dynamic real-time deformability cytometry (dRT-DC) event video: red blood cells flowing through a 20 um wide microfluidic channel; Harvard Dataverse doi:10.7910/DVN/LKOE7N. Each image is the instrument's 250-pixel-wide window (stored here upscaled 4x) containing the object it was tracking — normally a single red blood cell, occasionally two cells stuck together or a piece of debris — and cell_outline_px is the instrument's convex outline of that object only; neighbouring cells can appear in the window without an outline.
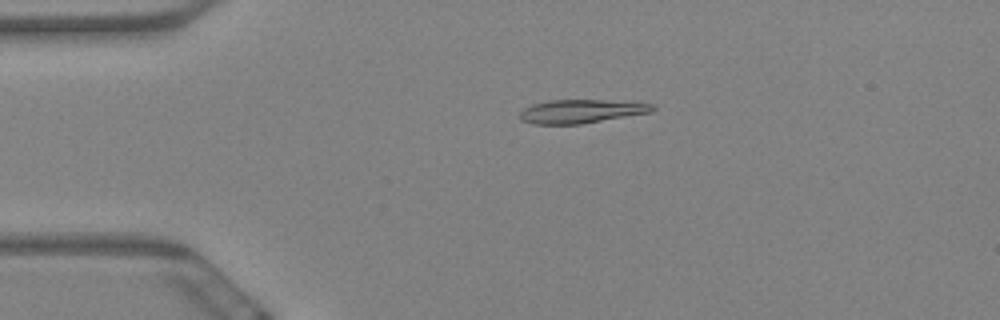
{"species": "Egyptian fruit bat (a non-hibernating species)", "species_latin": "Rousettus aegyptiacus", "temperature_condition": "warm", "stored_images_in_passage": 59, "camera_frame_rate_fps": 3000, "um_per_image_px": 0.085, "animal": {"sex": "female"}, "frame": {"image": 1, "passage_image": 13, "time_ms": 4.0, "image_size_px": [1000, 320], "cell_outline_px": [[656, 108], [652, 112], [580, 124], [532, 124], [520, 120], [520, 112], [524, 108], [532, 104], [548, 100], [600, 100], [656, 104]], "centroid_in_image_um": [49.38, 9.46], "position_along_channel_um": 35.6, "area_um2": 18.21}}
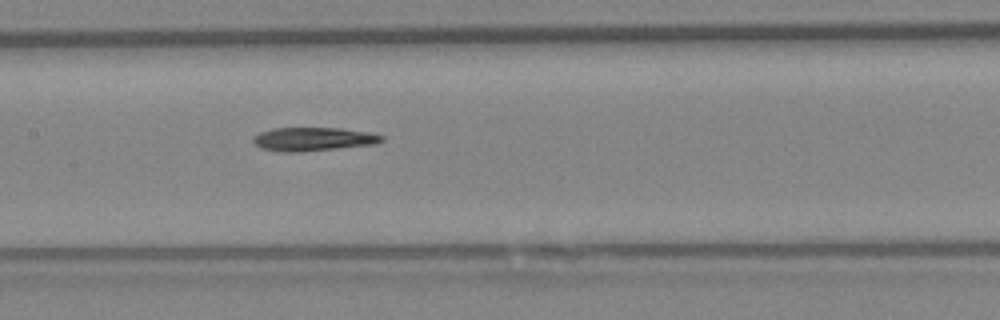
{"frame": {"image": 2, "passage_image": 29, "time_ms": 9.333, "image_size_px": [1000, 320], "cell_outline_px": [[384, 140], [372, 144], [300, 152], [280, 152], [260, 148], [252, 140], [252, 136], [260, 132], [272, 128], [340, 128], [368, 132], [384, 136]], "centroid_in_image_um": [26.56, 11.82], "position_along_channel_um": 180.8, "area_um2": 17.57}}
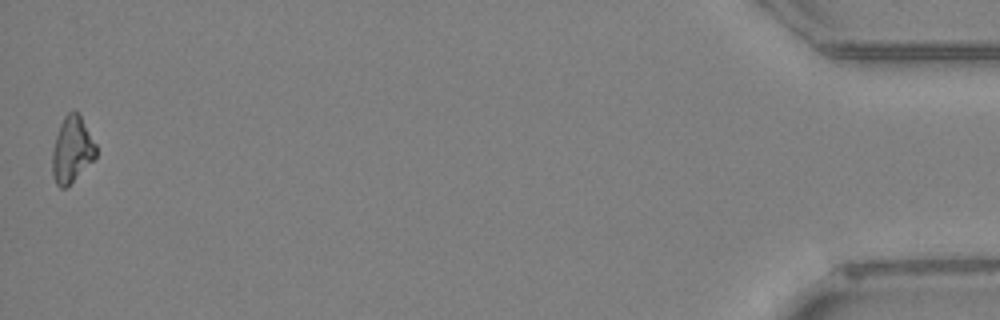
{"frame": {"image": 3, "passage_image": 59, "time_ms": 19.333, "image_size_px": [1000, 320], "cell_outline_px": [[96, 156], [68, 188], [60, 188], [56, 184], [52, 176], [52, 152], [56, 136], [60, 124], [64, 116], [72, 108], [80, 112], [96, 144]], "centroid_in_image_um": [6.11, 12.7], "position_along_channel_um": 429.1, "area_um2": 17.22}, "authors_computed_cell_mechanics": {"area_um2": 17.7446, "velocity_mm_per_s": 3.4288, "shape_relaxation_time_tau1_ms": 6.5811, "shape_relaxation_time_tau2_ms": 10.2534, "deformation_change_tau1": 0.1856, "deformation_change_tau2": 0.2204}}